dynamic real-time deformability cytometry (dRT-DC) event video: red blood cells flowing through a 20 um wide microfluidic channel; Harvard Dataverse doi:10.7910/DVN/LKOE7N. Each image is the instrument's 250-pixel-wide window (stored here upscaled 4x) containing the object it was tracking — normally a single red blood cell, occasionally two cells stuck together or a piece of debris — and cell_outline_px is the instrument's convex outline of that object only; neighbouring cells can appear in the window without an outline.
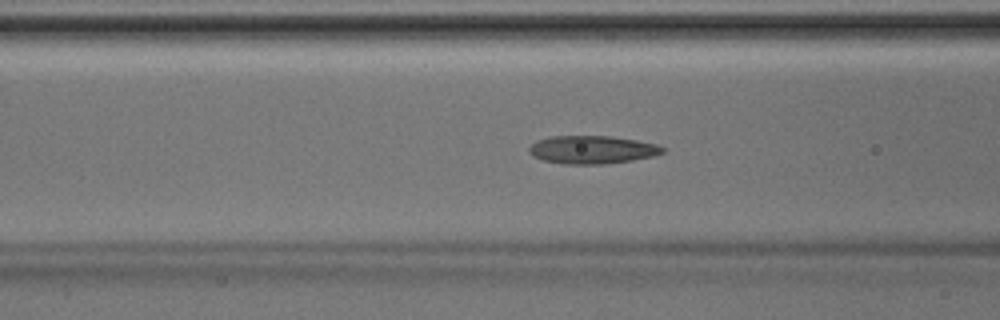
{"species": "Egyptian fruit bat (a non-hibernating species)", "species_latin": "Rousettus aegyptiacus", "temperature_condition": "room temperature", "stored_images_in_passage": 46, "camera_frame_rate_fps": 3000, "um_per_image_px": 0.085, "animal": {"sex": "male"}, "frame": {"image": 1, "passage_image": 18, "time_ms": 5.667, "image_size_px": [1000, 320], "cell_outline_px": [[664, 152], [652, 156], [632, 160], [604, 164], [564, 164], [544, 160], [532, 156], [528, 152], [528, 148], [536, 140], [548, 136], [612, 136], [636, 140], [656, 144], [664, 148]], "centroid_in_image_um": [50.29, 12.72], "position_along_channel_um": 116.3, "area_um2": 21.85}}
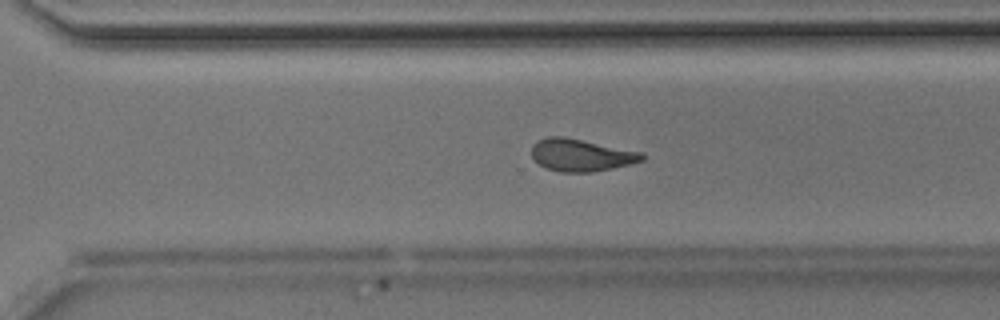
{"frame": {"image": 2, "passage_image": 32, "time_ms": 10.333, "image_size_px": [1000, 320], "cell_outline_px": [[644, 160], [632, 164], [592, 172], [560, 172], [544, 168], [532, 156], [532, 144], [536, 140], [548, 136], [564, 136], [644, 152]], "centroid_in_image_um": [49.4, 13.17], "position_along_channel_um": 321.2, "area_um2": 21.04}}
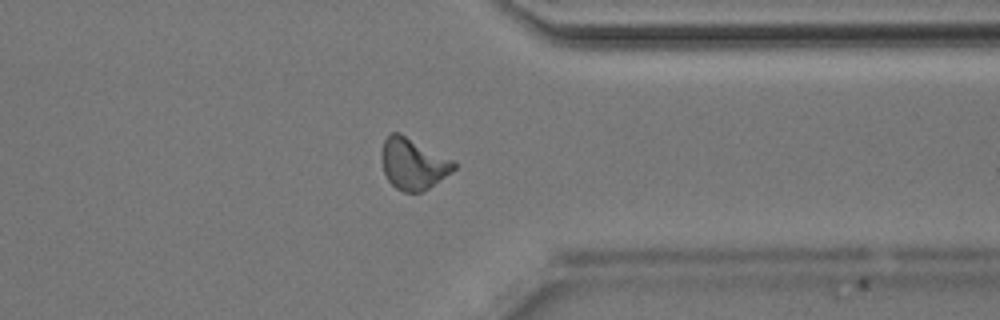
{"frame": {"image": 3, "passage_image": 36, "time_ms": 11.667, "image_size_px": [1000, 320], "cell_outline_px": [[456, 168], [452, 172], [428, 188], [420, 192], [404, 192], [396, 188], [388, 180], [384, 172], [380, 160], [380, 152], [384, 140], [392, 132], [400, 132], [456, 160]], "centroid_in_image_um": [35.12, 13.89], "position_along_channel_um": 376.3, "area_um2": 22.02}}